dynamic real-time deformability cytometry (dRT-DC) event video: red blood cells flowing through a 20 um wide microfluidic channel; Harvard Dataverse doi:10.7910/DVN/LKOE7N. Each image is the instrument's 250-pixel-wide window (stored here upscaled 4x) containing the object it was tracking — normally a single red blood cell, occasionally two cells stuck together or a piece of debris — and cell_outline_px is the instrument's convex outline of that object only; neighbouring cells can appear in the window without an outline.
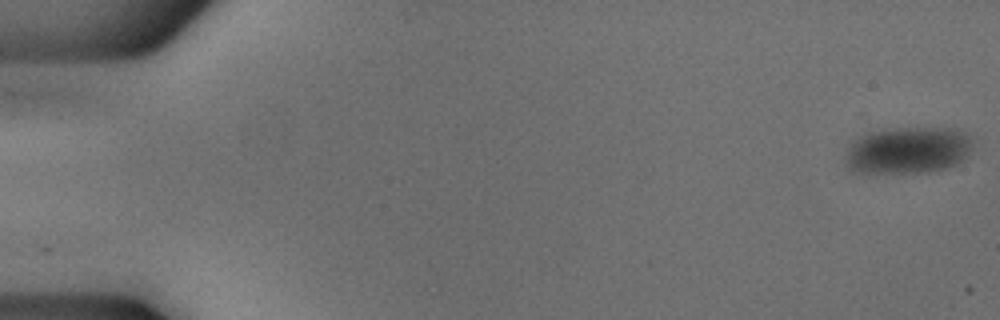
{"species": "common noctule bat (a hibernating species)", "species_latin": "Nyctalus noctula", "temperature_condition": "cold", "stored_images_in_passage": 53, "camera_frame_rate_fps": 3000, "um_per_image_px": 0.085, "animal": {"sex": "male", "body_mass_g": 18.8}, "frame": {"image": 1, "passage_image": 1, "time_ms": 0.0, "image_size_px": [1000, 320], "cell_outline_px": [[972, 148], [956, 164], [948, 168], [928, 172], [860, 172], [848, 168], [848, 148], [852, 140], [868, 132], [896, 128], [956, 128], [964, 132], [972, 140]], "centroid_in_image_um": [77.2, 12.75], "position_along_channel_um": 7.8, "area_um2": 34.39}}
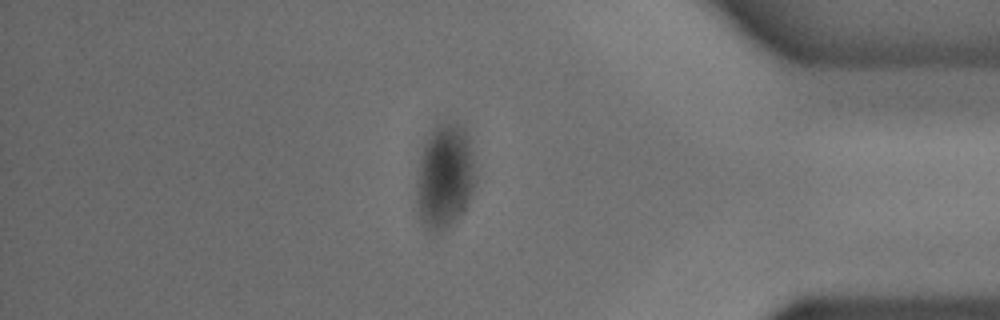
{"frame": {"image": 2, "passage_image": 46, "time_ms": 15.0, "image_size_px": [1000, 320], "cell_outline_px": [[476, 176], [472, 188], [464, 204], [452, 224], [444, 232], [428, 232], [420, 224], [416, 212], [416, 180], [420, 144], [424, 136], [440, 120], [452, 120], [464, 124], [468, 136], [472, 152]], "centroid_in_image_um": [37.71, 14.9], "position_along_channel_um": 397.5, "area_um2": 37.45}}
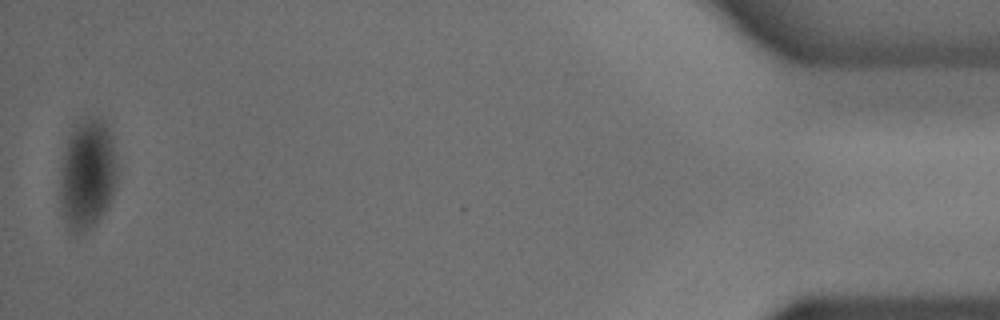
{"frame": {"image": 3, "passage_image": 53, "time_ms": 17.333, "image_size_px": [1000, 320], "cell_outline_px": [[116, 184], [112, 196], [104, 212], [96, 224], [84, 232], [72, 232], [68, 228], [60, 208], [60, 172], [68, 132], [80, 116], [100, 116], [108, 124], [112, 132], [116, 164]], "centroid_in_image_um": [7.42, 14.71], "position_along_channel_um": 427.8, "area_um2": 37.8}}